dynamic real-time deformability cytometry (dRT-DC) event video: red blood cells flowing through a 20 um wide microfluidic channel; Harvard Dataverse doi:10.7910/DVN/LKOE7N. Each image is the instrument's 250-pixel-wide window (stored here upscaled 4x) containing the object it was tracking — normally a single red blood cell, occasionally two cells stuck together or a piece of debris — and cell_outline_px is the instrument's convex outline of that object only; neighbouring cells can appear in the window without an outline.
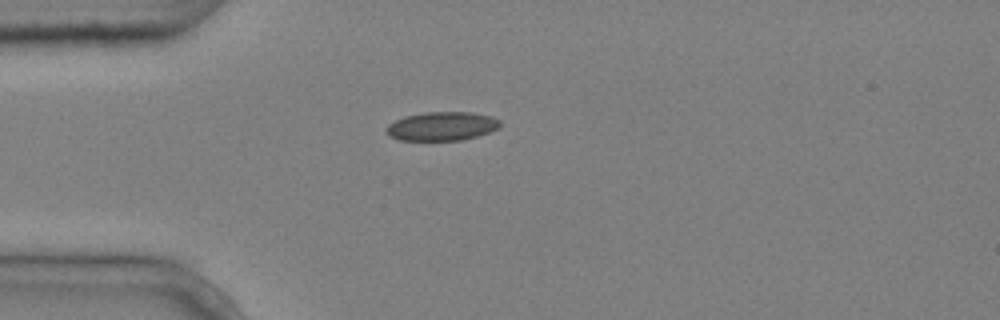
{"species": "common noctule bat (a hibernating species)", "species_latin": "Nyctalus noctula", "temperature_condition": "cold", "stored_images_in_passage": 2, "camera_frame_rate_fps": 3000, "um_per_image_px": 0.085, "animal": {"sex": "male", "body_mass_g": 20.4}, "frame": {"image": 1, "passage_image": 1, "time_ms": 0.0, "image_size_px": [1000, 320], "cell_outline_px": [[500, 128], [476, 136], [460, 140], [400, 140], [388, 136], [388, 124], [404, 116], [424, 112], [468, 112], [492, 116], [500, 120]], "centroid_in_image_um": [37.57, 10.72], "position_along_channel_um": 47.4, "area_um2": 18.96}}